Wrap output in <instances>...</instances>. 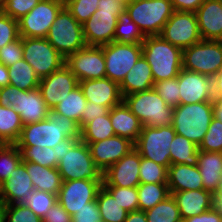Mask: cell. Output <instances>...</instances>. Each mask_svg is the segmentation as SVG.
Wrapping results in <instances>:
<instances>
[{"instance_id": "03108f58", "label": "cell", "mask_w": 222, "mask_h": 222, "mask_svg": "<svg viewBox=\"0 0 222 222\" xmlns=\"http://www.w3.org/2000/svg\"><path fill=\"white\" fill-rule=\"evenodd\" d=\"M214 205L222 213V189L215 195Z\"/></svg>"}, {"instance_id": "8d00e7d4", "label": "cell", "mask_w": 222, "mask_h": 222, "mask_svg": "<svg viewBox=\"0 0 222 222\" xmlns=\"http://www.w3.org/2000/svg\"><path fill=\"white\" fill-rule=\"evenodd\" d=\"M115 135L114 128L110 120V111L108 115L99 116L88 122L81 129V140L86 143L99 142Z\"/></svg>"}, {"instance_id": "7c38bea8", "label": "cell", "mask_w": 222, "mask_h": 222, "mask_svg": "<svg viewBox=\"0 0 222 222\" xmlns=\"http://www.w3.org/2000/svg\"><path fill=\"white\" fill-rule=\"evenodd\" d=\"M63 7V0H40L28 14L18 20L19 36L46 38L56 16Z\"/></svg>"}, {"instance_id": "f907efd6", "label": "cell", "mask_w": 222, "mask_h": 222, "mask_svg": "<svg viewBox=\"0 0 222 222\" xmlns=\"http://www.w3.org/2000/svg\"><path fill=\"white\" fill-rule=\"evenodd\" d=\"M19 37L18 21L0 12V49Z\"/></svg>"}, {"instance_id": "5b68a950", "label": "cell", "mask_w": 222, "mask_h": 222, "mask_svg": "<svg viewBox=\"0 0 222 222\" xmlns=\"http://www.w3.org/2000/svg\"><path fill=\"white\" fill-rule=\"evenodd\" d=\"M123 101L143 126H171L174 108L168 106L154 89L126 95Z\"/></svg>"}, {"instance_id": "bcb514c9", "label": "cell", "mask_w": 222, "mask_h": 222, "mask_svg": "<svg viewBox=\"0 0 222 222\" xmlns=\"http://www.w3.org/2000/svg\"><path fill=\"white\" fill-rule=\"evenodd\" d=\"M200 151L222 152V122L212 118L209 128L198 146Z\"/></svg>"}, {"instance_id": "4fadbf2b", "label": "cell", "mask_w": 222, "mask_h": 222, "mask_svg": "<svg viewBox=\"0 0 222 222\" xmlns=\"http://www.w3.org/2000/svg\"><path fill=\"white\" fill-rule=\"evenodd\" d=\"M106 78L120 84L142 56V44L111 42L103 45Z\"/></svg>"}, {"instance_id": "277c9868", "label": "cell", "mask_w": 222, "mask_h": 222, "mask_svg": "<svg viewBox=\"0 0 222 222\" xmlns=\"http://www.w3.org/2000/svg\"><path fill=\"white\" fill-rule=\"evenodd\" d=\"M212 118V101L179 104L174 108L172 126L176 134L186 137L199 146Z\"/></svg>"}, {"instance_id": "4316f807", "label": "cell", "mask_w": 222, "mask_h": 222, "mask_svg": "<svg viewBox=\"0 0 222 222\" xmlns=\"http://www.w3.org/2000/svg\"><path fill=\"white\" fill-rule=\"evenodd\" d=\"M154 83L151 67L142 55L125 75L119 87L122 97H124L137 92L151 90Z\"/></svg>"}, {"instance_id": "2e32d148", "label": "cell", "mask_w": 222, "mask_h": 222, "mask_svg": "<svg viewBox=\"0 0 222 222\" xmlns=\"http://www.w3.org/2000/svg\"><path fill=\"white\" fill-rule=\"evenodd\" d=\"M103 180L77 179L63 181L57 201L71 216L86 204L96 200Z\"/></svg>"}, {"instance_id": "a7ac6f4b", "label": "cell", "mask_w": 222, "mask_h": 222, "mask_svg": "<svg viewBox=\"0 0 222 222\" xmlns=\"http://www.w3.org/2000/svg\"><path fill=\"white\" fill-rule=\"evenodd\" d=\"M4 1L5 0H0V12H2V10H3Z\"/></svg>"}, {"instance_id": "d6a6232c", "label": "cell", "mask_w": 222, "mask_h": 222, "mask_svg": "<svg viewBox=\"0 0 222 222\" xmlns=\"http://www.w3.org/2000/svg\"><path fill=\"white\" fill-rule=\"evenodd\" d=\"M23 126L20 115L13 107L0 105V141L3 144H15Z\"/></svg>"}, {"instance_id": "681fc988", "label": "cell", "mask_w": 222, "mask_h": 222, "mask_svg": "<svg viewBox=\"0 0 222 222\" xmlns=\"http://www.w3.org/2000/svg\"><path fill=\"white\" fill-rule=\"evenodd\" d=\"M40 0H5L2 12L15 20L28 14Z\"/></svg>"}, {"instance_id": "f35d334b", "label": "cell", "mask_w": 222, "mask_h": 222, "mask_svg": "<svg viewBox=\"0 0 222 222\" xmlns=\"http://www.w3.org/2000/svg\"><path fill=\"white\" fill-rule=\"evenodd\" d=\"M147 222H183L179 208L172 195L145 211Z\"/></svg>"}, {"instance_id": "94428289", "label": "cell", "mask_w": 222, "mask_h": 222, "mask_svg": "<svg viewBox=\"0 0 222 222\" xmlns=\"http://www.w3.org/2000/svg\"><path fill=\"white\" fill-rule=\"evenodd\" d=\"M213 97H222V68L212 78Z\"/></svg>"}, {"instance_id": "8992f818", "label": "cell", "mask_w": 222, "mask_h": 222, "mask_svg": "<svg viewBox=\"0 0 222 222\" xmlns=\"http://www.w3.org/2000/svg\"><path fill=\"white\" fill-rule=\"evenodd\" d=\"M125 9L145 37L160 35L174 12L171 0L129 1Z\"/></svg>"}, {"instance_id": "e7e4bbea", "label": "cell", "mask_w": 222, "mask_h": 222, "mask_svg": "<svg viewBox=\"0 0 222 222\" xmlns=\"http://www.w3.org/2000/svg\"><path fill=\"white\" fill-rule=\"evenodd\" d=\"M9 85L8 67L0 62V88Z\"/></svg>"}, {"instance_id": "11a10c76", "label": "cell", "mask_w": 222, "mask_h": 222, "mask_svg": "<svg viewBox=\"0 0 222 222\" xmlns=\"http://www.w3.org/2000/svg\"><path fill=\"white\" fill-rule=\"evenodd\" d=\"M42 222H72V216L56 201L42 218Z\"/></svg>"}, {"instance_id": "be15d7a7", "label": "cell", "mask_w": 222, "mask_h": 222, "mask_svg": "<svg viewBox=\"0 0 222 222\" xmlns=\"http://www.w3.org/2000/svg\"><path fill=\"white\" fill-rule=\"evenodd\" d=\"M212 108L213 117L222 122V97H214Z\"/></svg>"}, {"instance_id": "83f0119b", "label": "cell", "mask_w": 222, "mask_h": 222, "mask_svg": "<svg viewBox=\"0 0 222 222\" xmlns=\"http://www.w3.org/2000/svg\"><path fill=\"white\" fill-rule=\"evenodd\" d=\"M110 120L115 135L128 138L134 143L137 141L143 124L124 101L110 109Z\"/></svg>"}, {"instance_id": "91938a15", "label": "cell", "mask_w": 222, "mask_h": 222, "mask_svg": "<svg viewBox=\"0 0 222 222\" xmlns=\"http://www.w3.org/2000/svg\"><path fill=\"white\" fill-rule=\"evenodd\" d=\"M79 140L80 138H67L54 146L53 149L56 152V168L65 151L70 150Z\"/></svg>"}, {"instance_id": "e0dca14e", "label": "cell", "mask_w": 222, "mask_h": 222, "mask_svg": "<svg viewBox=\"0 0 222 222\" xmlns=\"http://www.w3.org/2000/svg\"><path fill=\"white\" fill-rule=\"evenodd\" d=\"M78 85L76 76L63 65L49 76L40 79L38 88L46 105L52 110Z\"/></svg>"}, {"instance_id": "680465c9", "label": "cell", "mask_w": 222, "mask_h": 222, "mask_svg": "<svg viewBox=\"0 0 222 222\" xmlns=\"http://www.w3.org/2000/svg\"><path fill=\"white\" fill-rule=\"evenodd\" d=\"M16 87L7 85L0 88V105L3 107H15Z\"/></svg>"}, {"instance_id": "6da1fadb", "label": "cell", "mask_w": 222, "mask_h": 222, "mask_svg": "<svg viewBox=\"0 0 222 222\" xmlns=\"http://www.w3.org/2000/svg\"><path fill=\"white\" fill-rule=\"evenodd\" d=\"M67 138H81L79 124L50 110L47 119L24 125L15 145L54 148Z\"/></svg>"}, {"instance_id": "7dc6e473", "label": "cell", "mask_w": 222, "mask_h": 222, "mask_svg": "<svg viewBox=\"0 0 222 222\" xmlns=\"http://www.w3.org/2000/svg\"><path fill=\"white\" fill-rule=\"evenodd\" d=\"M153 89L168 106L175 108L180 104L178 77L158 81L154 83Z\"/></svg>"}, {"instance_id": "3957f363", "label": "cell", "mask_w": 222, "mask_h": 222, "mask_svg": "<svg viewBox=\"0 0 222 222\" xmlns=\"http://www.w3.org/2000/svg\"><path fill=\"white\" fill-rule=\"evenodd\" d=\"M124 9L120 1L99 0L98 9L82 25L86 45L103 46L113 42L118 17Z\"/></svg>"}, {"instance_id": "816d5d0a", "label": "cell", "mask_w": 222, "mask_h": 222, "mask_svg": "<svg viewBox=\"0 0 222 222\" xmlns=\"http://www.w3.org/2000/svg\"><path fill=\"white\" fill-rule=\"evenodd\" d=\"M23 58L22 37L0 49V62L9 67Z\"/></svg>"}, {"instance_id": "44dd1931", "label": "cell", "mask_w": 222, "mask_h": 222, "mask_svg": "<svg viewBox=\"0 0 222 222\" xmlns=\"http://www.w3.org/2000/svg\"><path fill=\"white\" fill-rule=\"evenodd\" d=\"M13 109L20 115L23 125L43 121L47 119L50 112L39 88L29 91L16 88Z\"/></svg>"}, {"instance_id": "836d02e7", "label": "cell", "mask_w": 222, "mask_h": 222, "mask_svg": "<svg viewBox=\"0 0 222 222\" xmlns=\"http://www.w3.org/2000/svg\"><path fill=\"white\" fill-rule=\"evenodd\" d=\"M86 104L87 100L82 89L78 85L58 105H56L52 111L74 120L80 127L82 112L85 110Z\"/></svg>"}, {"instance_id": "7bdbcfd3", "label": "cell", "mask_w": 222, "mask_h": 222, "mask_svg": "<svg viewBox=\"0 0 222 222\" xmlns=\"http://www.w3.org/2000/svg\"><path fill=\"white\" fill-rule=\"evenodd\" d=\"M57 195L45 192L34 190L27 197L24 205L29 207L38 217L41 219L49 211V209L56 203Z\"/></svg>"}, {"instance_id": "ffe728a7", "label": "cell", "mask_w": 222, "mask_h": 222, "mask_svg": "<svg viewBox=\"0 0 222 222\" xmlns=\"http://www.w3.org/2000/svg\"><path fill=\"white\" fill-rule=\"evenodd\" d=\"M94 164L105 172L123 156L134 149V142L125 137L114 135L105 140L88 144Z\"/></svg>"}, {"instance_id": "d6986e66", "label": "cell", "mask_w": 222, "mask_h": 222, "mask_svg": "<svg viewBox=\"0 0 222 222\" xmlns=\"http://www.w3.org/2000/svg\"><path fill=\"white\" fill-rule=\"evenodd\" d=\"M180 104L213 101L212 78L181 69L178 74Z\"/></svg>"}, {"instance_id": "f546056e", "label": "cell", "mask_w": 222, "mask_h": 222, "mask_svg": "<svg viewBox=\"0 0 222 222\" xmlns=\"http://www.w3.org/2000/svg\"><path fill=\"white\" fill-rule=\"evenodd\" d=\"M26 170L35 190L58 196L63 180L57 168L45 167L26 161Z\"/></svg>"}, {"instance_id": "6f0895ef", "label": "cell", "mask_w": 222, "mask_h": 222, "mask_svg": "<svg viewBox=\"0 0 222 222\" xmlns=\"http://www.w3.org/2000/svg\"><path fill=\"white\" fill-rule=\"evenodd\" d=\"M205 0H171V4L176 11L196 12Z\"/></svg>"}, {"instance_id": "ac0fdd59", "label": "cell", "mask_w": 222, "mask_h": 222, "mask_svg": "<svg viewBox=\"0 0 222 222\" xmlns=\"http://www.w3.org/2000/svg\"><path fill=\"white\" fill-rule=\"evenodd\" d=\"M140 164L141 155L134 148L103 172L102 186L137 187Z\"/></svg>"}, {"instance_id": "5bb4252c", "label": "cell", "mask_w": 222, "mask_h": 222, "mask_svg": "<svg viewBox=\"0 0 222 222\" xmlns=\"http://www.w3.org/2000/svg\"><path fill=\"white\" fill-rule=\"evenodd\" d=\"M160 36L182 50L202 40L194 12L176 11L163 26Z\"/></svg>"}, {"instance_id": "b9f144b4", "label": "cell", "mask_w": 222, "mask_h": 222, "mask_svg": "<svg viewBox=\"0 0 222 222\" xmlns=\"http://www.w3.org/2000/svg\"><path fill=\"white\" fill-rule=\"evenodd\" d=\"M139 179L140 183H168V169L141 157Z\"/></svg>"}, {"instance_id": "ab89813d", "label": "cell", "mask_w": 222, "mask_h": 222, "mask_svg": "<svg viewBox=\"0 0 222 222\" xmlns=\"http://www.w3.org/2000/svg\"><path fill=\"white\" fill-rule=\"evenodd\" d=\"M20 150L22 161H30L41 166L56 168V152L50 147L17 146Z\"/></svg>"}, {"instance_id": "30bf717a", "label": "cell", "mask_w": 222, "mask_h": 222, "mask_svg": "<svg viewBox=\"0 0 222 222\" xmlns=\"http://www.w3.org/2000/svg\"><path fill=\"white\" fill-rule=\"evenodd\" d=\"M183 69L213 78L222 68V41L201 40L183 49Z\"/></svg>"}, {"instance_id": "1f68e13d", "label": "cell", "mask_w": 222, "mask_h": 222, "mask_svg": "<svg viewBox=\"0 0 222 222\" xmlns=\"http://www.w3.org/2000/svg\"><path fill=\"white\" fill-rule=\"evenodd\" d=\"M172 164L198 165V146L184 136L176 134L170 147Z\"/></svg>"}, {"instance_id": "74e56055", "label": "cell", "mask_w": 222, "mask_h": 222, "mask_svg": "<svg viewBox=\"0 0 222 222\" xmlns=\"http://www.w3.org/2000/svg\"><path fill=\"white\" fill-rule=\"evenodd\" d=\"M145 35L139 27L132 21L126 9L118 17L117 26L114 34V41L127 44H142Z\"/></svg>"}, {"instance_id": "60d3db41", "label": "cell", "mask_w": 222, "mask_h": 222, "mask_svg": "<svg viewBox=\"0 0 222 222\" xmlns=\"http://www.w3.org/2000/svg\"><path fill=\"white\" fill-rule=\"evenodd\" d=\"M22 162L20 150L15 144L0 147V183L2 184Z\"/></svg>"}, {"instance_id": "cb8c5ba5", "label": "cell", "mask_w": 222, "mask_h": 222, "mask_svg": "<svg viewBox=\"0 0 222 222\" xmlns=\"http://www.w3.org/2000/svg\"><path fill=\"white\" fill-rule=\"evenodd\" d=\"M195 13L202 40L222 41V0H205Z\"/></svg>"}, {"instance_id": "89a4df30", "label": "cell", "mask_w": 222, "mask_h": 222, "mask_svg": "<svg viewBox=\"0 0 222 222\" xmlns=\"http://www.w3.org/2000/svg\"><path fill=\"white\" fill-rule=\"evenodd\" d=\"M122 2L124 5H126L130 0H116Z\"/></svg>"}, {"instance_id": "7402d4cb", "label": "cell", "mask_w": 222, "mask_h": 222, "mask_svg": "<svg viewBox=\"0 0 222 222\" xmlns=\"http://www.w3.org/2000/svg\"><path fill=\"white\" fill-rule=\"evenodd\" d=\"M79 86L87 101L109 109L123 101L119 84L109 78L79 81Z\"/></svg>"}, {"instance_id": "7a4b0ae2", "label": "cell", "mask_w": 222, "mask_h": 222, "mask_svg": "<svg viewBox=\"0 0 222 222\" xmlns=\"http://www.w3.org/2000/svg\"><path fill=\"white\" fill-rule=\"evenodd\" d=\"M142 55L151 67L155 83L178 77L183 68V50L160 35L145 37L142 42Z\"/></svg>"}, {"instance_id": "f6af8a7d", "label": "cell", "mask_w": 222, "mask_h": 222, "mask_svg": "<svg viewBox=\"0 0 222 222\" xmlns=\"http://www.w3.org/2000/svg\"><path fill=\"white\" fill-rule=\"evenodd\" d=\"M70 14L81 24L92 16L98 9L99 0H63Z\"/></svg>"}, {"instance_id": "2644e50d", "label": "cell", "mask_w": 222, "mask_h": 222, "mask_svg": "<svg viewBox=\"0 0 222 222\" xmlns=\"http://www.w3.org/2000/svg\"><path fill=\"white\" fill-rule=\"evenodd\" d=\"M0 204H1V183H0Z\"/></svg>"}, {"instance_id": "52a82bcc", "label": "cell", "mask_w": 222, "mask_h": 222, "mask_svg": "<svg viewBox=\"0 0 222 222\" xmlns=\"http://www.w3.org/2000/svg\"><path fill=\"white\" fill-rule=\"evenodd\" d=\"M48 42L65 58L86 46L83 26L64 6L46 36Z\"/></svg>"}, {"instance_id": "603a6c76", "label": "cell", "mask_w": 222, "mask_h": 222, "mask_svg": "<svg viewBox=\"0 0 222 222\" xmlns=\"http://www.w3.org/2000/svg\"><path fill=\"white\" fill-rule=\"evenodd\" d=\"M34 190L32 181L26 170V161H22L13 170L10 177L1 184V204L23 203Z\"/></svg>"}, {"instance_id": "484cf974", "label": "cell", "mask_w": 222, "mask_h": 222, "mask_svg": "<svg viewBox=\"0 0 222 222\" xmlns=\"http://www.w3.org/2000/svg\"><path fill=\"white\" fill-rule=\"evenodd\" d=\"M198 169L204 190L216 195L222 180V152H206L198 149Z\"/></svg>"}, {"instance_id": "9a60e30c", "label": "cell", "mask_w": 222, "mask_h": 222, "mask_svg": "<svg viewBox=\"0 0 222 222\" xmlns=\"http://www.w3.org/2000/svg\"><path fill=\"white\" fill-rule=\"evenodd\" d=\"M65 65L76 76L78 81L102 79L106 77L103 46H85L68 55Z\"/></svg>"}, {"instance_id": "4dcf8cb0", "label": "cell", "mask_w": 222, "mask_h": 222, "mask_svg": "<svg viewBox=\"0 0 222 222\" xmlns=\"http://www.w3.org/2000/svg\"><path fill=\"white\" fill-rule=\"evenodd\" d=\"M9 85L29 91L38 88L40 79L23 58L8 67Z\"/></svg>"}, {"instance_id": "d590c367", "label": "cell", "mask_w": 222, "mask_h": 222, "mask_svg": "<svg viewBox=\"0 0 222 222\" xmlns=\"http://www.w3.org/2000/svg\"><path fill=\"white\" fill-rule=\"evenodd\" d=\"M102 222H124L128 211L102 186L96 197Z\"/></svg>"}, {"instance_id": "9f6ffc18", "label": "cell", "mask_w": 222, "mask_h": 222, "mask_svg": "<svg viewBox=\"0 0 222 222\" xmlns=\"http://www.w3.org/2000/svg\"><path fill=\"white\" fill-rule=\"evenodd\" d=\"M183 222H222V213L214 205L204 213L186 218Z\"/></svg>"}, {"instance_id": "9c48e42d", "label": "cell", "mask_w": 222, "mask_h": 222, "mask_svg": "<svg viewBox=\"0 0 222 222\" xmlns=\"http://www.w3.org/2000/svg\"><path fill=\"white\" fill-rule=\"evenodd\" d=\"M57 170L63 181L103 180V172L94 164L89 147L81 139L60 159Z\"/></svg>"}, {"instance_id": "ee69618b", "label": "cell", "mask_w": 222, "mask_h": 222, "mask_svg": "<svg viewBox=\"0 0 222 222\" xmlns=\"http://www.w3.org/2000/svg\"><path fill=\"white\" fill-rule=\"evenodd\" d=\"M128 212L139 210L137 187L103 186Z\"/></svg>"}, {"instance_id": "e575fe53", "label": "cell", "mask_w": 222, "mask_h": 222, "mask_svg": "<svg viewBox=\"0 0 222 222\" xmlns=\"http://www.w3.org/2000/svg\"><path fill=\"white\" fill-rule=\"evenodd\" d=\"M137 191L139 210L144 212L171 195L167 183H140Z\"/></svg>"}, {"instance_id": "8fae6325", "label": "cell", "mask_w": 222, "mask_h": 222, "mask_svg": "<svg viewBox=\"0 0 222 222\" xmlns=\"http://www.w3.org/2000/svg\"><path fill=\"white\" fill-rule=\"evenodd\" d=\"M22 48L23 59L32 66L39 79L65 65V57L46 38H22Z\"/></svg>"}, {"instance_id": "d4e9b609", "label": "cell", "mask_w": 222, "mask_h": 222, "mask_svg": "<svg viewBox=\"0 0 222 222\" xmlns=\"http://www.w3.org/2000/svg\"><path fill=\"white\" fill-rule=\"evenodd\" d=\"M170 194L176 201L182 221L204 213L214 206L215 195L204 189L170 192Z\"/></svg>"}, {"instance_id": "ba28073f", "label": "cell", "mask_w": 222, "mask_h": 222, "mask_svg": "<svg viewBox=\"0 0 222 222\" xmlns=\"http://www.w3.org/2000/svg\"><path fill=\"white\" fill-rule=\"evenodd\" d=\"M176 135L173 126H143L134 148L141 157L166 167L171 165L169 147Z\"/></svg>"}, {"instance_id": "f5cc1de1", "label": "cell", "mask_w": 222, "mask_h": 222, "mask_svg": "<svg viewBox=\"0 0 222 222\" xmlns=\"http://www.w3.org/2000/svg\"><path fill=\"white\" fill-rule=\"evenodd\" d=\"M72 222H102L97 201L87 203L86 207L73 214Z\"/></svg>"}, {"instance_id": "003e7915", "label": "cell", "mask_w": 222, "mask_h": 222, "mask_svg": "<svg viewBox=\"0 0 222 222\" xmlns=\"http://www.w3.org/2000/svg\"><path fill=\"white\" fill-rule=\"evenodd\" d=\"M0 222H6L5 221V216H4L3 205L2 204H0Z\"/></svg>"}, {"instance_id": "6125c7cd", "label": "cell", "mask_w": 222, "mask_h": 222, "mask_svg": "<svg viewBox=\"0 0 222 222\" xmlns=\"http://www.w3.org/2000/svg\"><path fill=\"white\" fill-rule=\"evenodd\" d=\"M124 222H147V217L144 211L136 210L128 212Z\"/></svg>"}, {"instance_id": "c3c4849f", "label": "cell", "mask_w": 222, "mask_h": 222, "mask_svg": "<svg viewBox=\"0 0 222 222\" xmlns=\"http://www.w3.org/2000/svg\"><path fill=\"white\" fill-rule=\"evenodd\" d=\"M3 212L7 222H42V219L23 203L3 205Z\"/></svg>"}, {"instance_id": "db71d44e", "label": "cell", "mask_w": 222, "mask_h": 222, "mask_svg": "<svg viewBox=\"0 0 222 222\" xmlns=\"http://www.w3.org/2000/svg\"><path fill=\"white\" fill-rule=\"evenodd\" d=\"M109 111L110 109L107 106L87 101L86 108L82 112L80 129L93 119L98 118L99 116L108 115Z\"/></svg>"}, {"instance_id": "f1b7e54d", "label": "cell", "mask_w": 222, "mask_h": 222, "mask_svg": "<svg viewBox=\"0 0 222 222\" xmlns=\"http://www.w3.org/2000/svg\"><path fill=\"white\" fill-rule=\"evenodd\" d=\"M168 187L170 192L204 189L198 165L172 164L168 168Z\"/></svg>"}]
</instances>
